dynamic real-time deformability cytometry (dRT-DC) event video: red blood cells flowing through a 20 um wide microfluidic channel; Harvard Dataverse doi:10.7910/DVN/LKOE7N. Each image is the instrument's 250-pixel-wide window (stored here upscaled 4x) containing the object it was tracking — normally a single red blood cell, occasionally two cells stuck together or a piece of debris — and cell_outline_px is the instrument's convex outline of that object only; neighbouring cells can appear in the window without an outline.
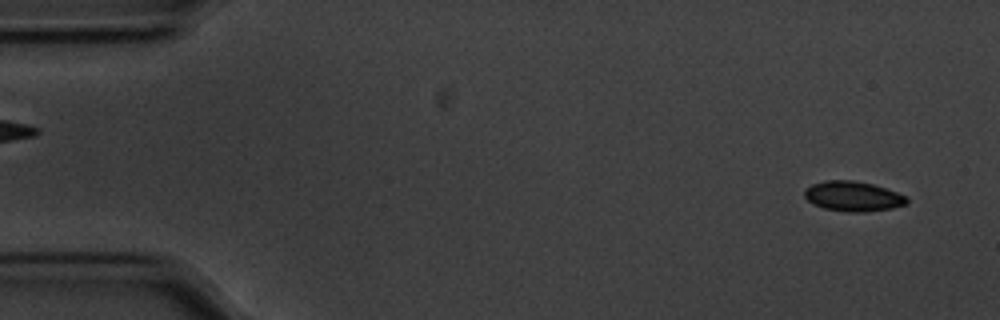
{"species": "common noctule bat (a hibernating species)", "species_latin": "Nyctalus noctula", "temperature_condition": "cold", "stored_images_in_passage": 56, "camera_frame_rate_fps": 3000, "um_per_image_px": 0.085, "animal": {"sex": "male", "body_mass_g": 20.1, "forearm_length_mm": 53.5}, "frame": {"image": 1, "passage_image": 3, "time_ms": 0.667, "image_size_px": [1000, 320], "cell_outline_px": [[908, 204], [892, 208], [864, 212], [848, 212], [824, 208], [812, 204], [804, 196], [804, 188], [812, 184], [824, 180], [852, 180], [872, 184], [896, 192], [904, 196], [908, 200]], "centroid_in_image_um": [72.46, 16.68], "position_along_channel_um": 12.5, "area_um2": 17.86}}
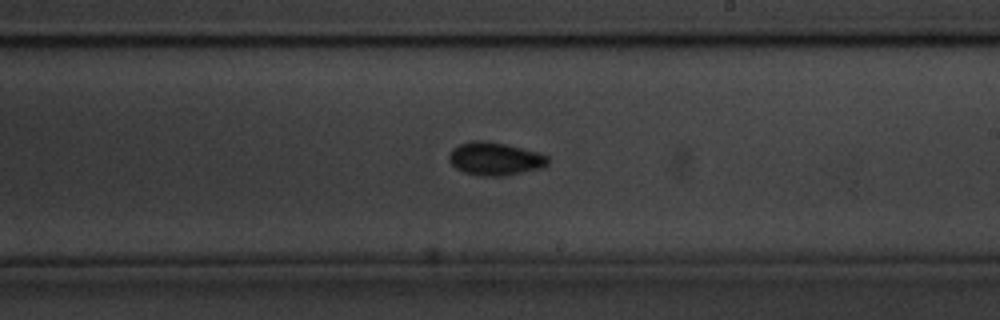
{"frame": {"image": 2, "passage_image": 32, "time_ms": 10.333, "image_size_px": [1000, 320], "cell_outline_px": [[548, 164], [544, 168], [504, 176], [480, 176], [464, 172], [456, 168], [448, 160], [448, 156], [452, 148], [460, 144], [472, 140], [484, 140], [504, 144], [536, 152], [548, 156]], "centroid_in_image_um": [42.06, 13.51], "position_along_channel_um": 246.9, "area_um2": 19.07}}
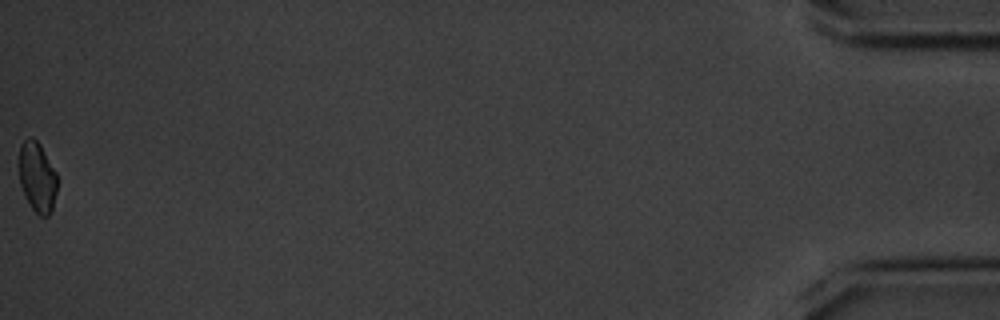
{"frame": {"image": 3, "passage_image": 56, "time_ms": 18.333, "image_size_px": [1000, 320], "cell_outline_px": [[56, 192], [52, 212], [48, 216], [40, 216], [32, 208], [20, 184], [16, 164], [20, 144], [28, 136], [32, 136], [40, 144], [56, 172]], "centroid_in_image_um": [3.12, 15.0], "position_along_channel_um": 432.1, "area_um2": 15.95}}